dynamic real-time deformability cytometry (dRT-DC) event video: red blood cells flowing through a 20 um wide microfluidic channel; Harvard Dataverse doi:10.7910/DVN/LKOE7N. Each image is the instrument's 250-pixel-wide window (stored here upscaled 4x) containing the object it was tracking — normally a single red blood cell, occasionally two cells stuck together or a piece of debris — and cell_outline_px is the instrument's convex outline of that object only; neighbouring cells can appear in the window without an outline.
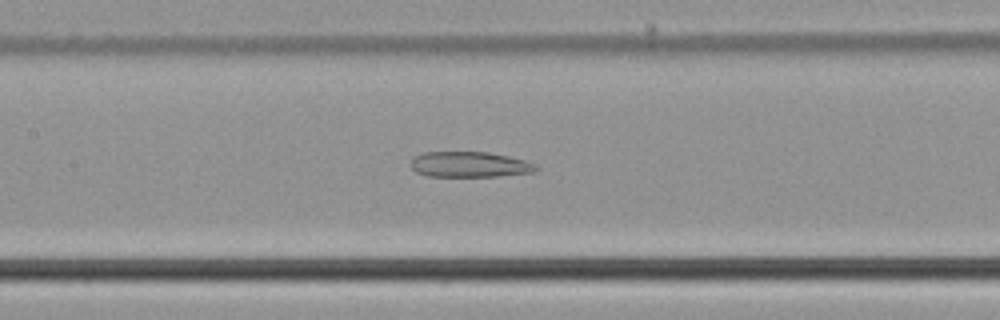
{"species": "common noctule bat (a hibernating species)", "species_latin": "Nyctalus noctula", "temperature_condition": "cold", "stored_images_in_passage": 49, "camera_frame_rate_fps": 3000, "um_per_image_px": 0.085, "animal": {"sex": "male", "body_mass_g": 21.5, "forearm_length_mm": 52.0}, "frame": {"image": 1, "passage_image": 20, "time_ms": 6.333, "image_size_px": [1000, 320], "cell_outline_px": [[540, 168], [532, 172], [496, 176], [428, 176], [416, 172], [412, 168], [412, 160], [416, 156], [424, 152], [488, 152], [508, 156], [524, 160], [536, 164]], "centroid_in_image_um": [39.93, 13.98], "position_along_channel_um": 167.5, "area_um2": 18.44}}
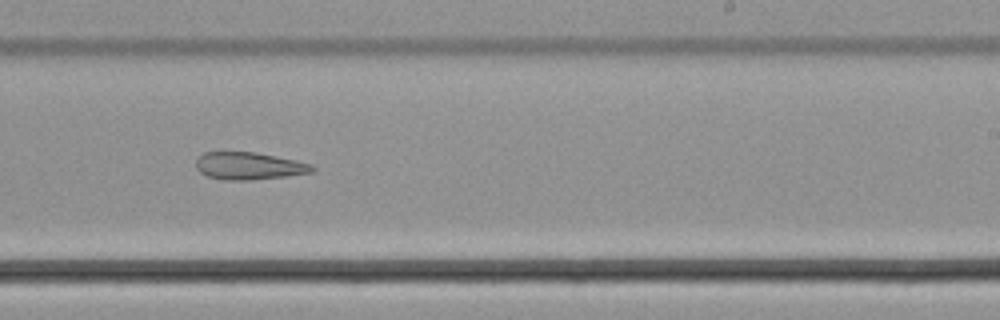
{"frame": {"image": 2, "passage_image": 28, "time_ms": 9.0, "image_size_px": [1000, 320], "cell_outline_px": [[316, 168], [312, 172], [288, 176], [248, 180], [224, 180], [208, 176], [200, 172], [196, 168], [196, 160], [204, 152], [256, 152], [312, 164]], "centroid_in_image_um": [21.16, 14.11], "position_along_channel_um": 267.8, "area_um2": 18.44}}
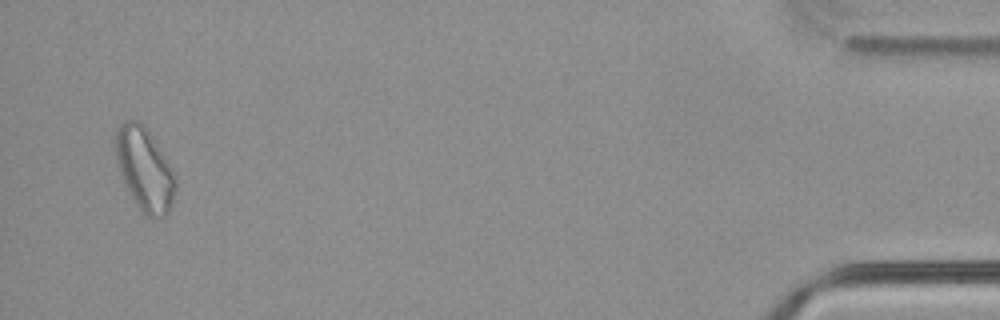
{"frame": {"image": 3, "passage_image": 47, "time_ms": 15.333, "image_size_px": [1000, 320], "cell_outline_px": [[176, 188], [168, 216], [156, 220], [140, 212], [128, 192], [124, 184], [116, 160], [116, 128], [124, 120], [140, 120], [144, 124], [176, 172]], "centroid_in_image_um": [12.32, 14.42], "position_along_channel_um": 422.9, "area_um2": 29.65}}